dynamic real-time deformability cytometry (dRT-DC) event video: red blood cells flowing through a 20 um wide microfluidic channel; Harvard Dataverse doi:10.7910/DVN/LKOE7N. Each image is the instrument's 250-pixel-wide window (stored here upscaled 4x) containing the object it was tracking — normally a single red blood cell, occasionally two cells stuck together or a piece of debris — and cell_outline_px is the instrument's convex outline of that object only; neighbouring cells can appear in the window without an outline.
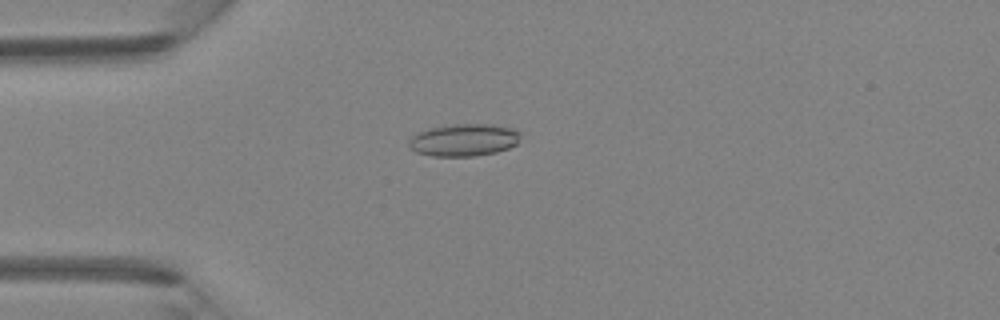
{"species": "Egyptian fruit bat (a non-hibernating species)", "species_latin": "Rousettus aegyptiacus", "temperature_condition": "room temperature", "stored_images_in_passage": 45, "camera_frame_rate_fps": 3000, "um_per_image_px": 0.085, "animal": {"sex": "female"}, "frame": {"image": 1, "passage_image": 12, "time_ms": 3.667, "image_size_px": [1000, 320], "cell_outline_px": [[520, 132], [516, 144], [508, 148], [496, 152], [476, 156], [432, 156], [416, 152], [408, 148], [408, 140], [412, 136], [420, 132], [432, 128], [452, 124], [492, 124], [512, 128]], "centroid_in_image_um": [39.41, 11.9], "position_along_channel_um": 45.6, "area_um2": 20.98}}
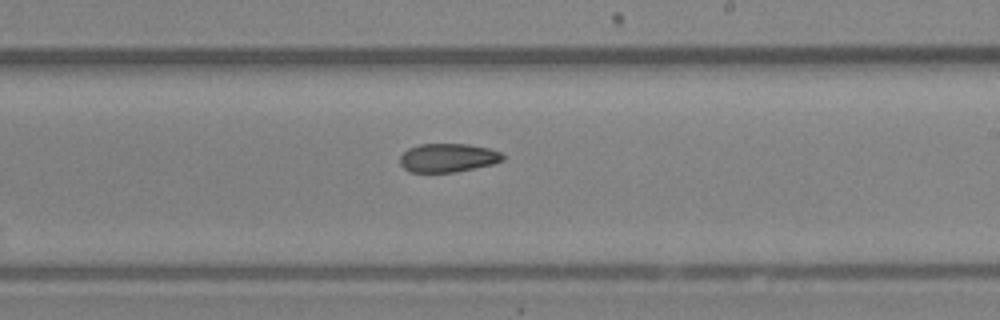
{"frame": {"image": 2, "passage_image": 27, "time_ms": 8.667, "image_size_px": [1000, 320], "cell_outline_px": [[504, 160], [492, 164], [456, 172], [408, 172], [400, 164], [400, 156], [408, 148], [420, 144], [468, 144], [488, 148], [500, 152], [504, 156]], "centroid_in_image_um": [38.06, 13.41], "position_along_channel_um": 250.9, "area_um2": 17.17}}
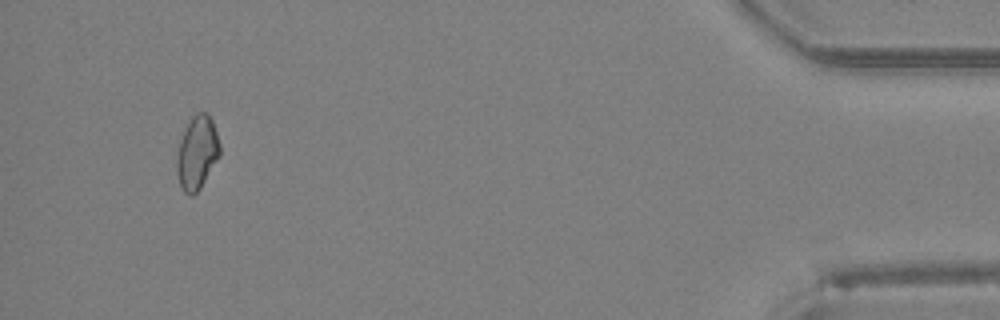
{"frame": {"image": 3, "passage_image": 43, "time_ms": 14.0, "image_size_px": [1000, 320], "cell_outline_px": [[220, 156], [200, 188], [192, 196], [188, 196], [180, 188], [176, 172], [176, 156], [180, 140], [192, 116], [196, 112], [208, 112], [212, 120], [220, 144]], "centroid_in_image_um": [16.74, 13.0], "position_along_channel_um": 418.5, "area_um2": 18.55}}